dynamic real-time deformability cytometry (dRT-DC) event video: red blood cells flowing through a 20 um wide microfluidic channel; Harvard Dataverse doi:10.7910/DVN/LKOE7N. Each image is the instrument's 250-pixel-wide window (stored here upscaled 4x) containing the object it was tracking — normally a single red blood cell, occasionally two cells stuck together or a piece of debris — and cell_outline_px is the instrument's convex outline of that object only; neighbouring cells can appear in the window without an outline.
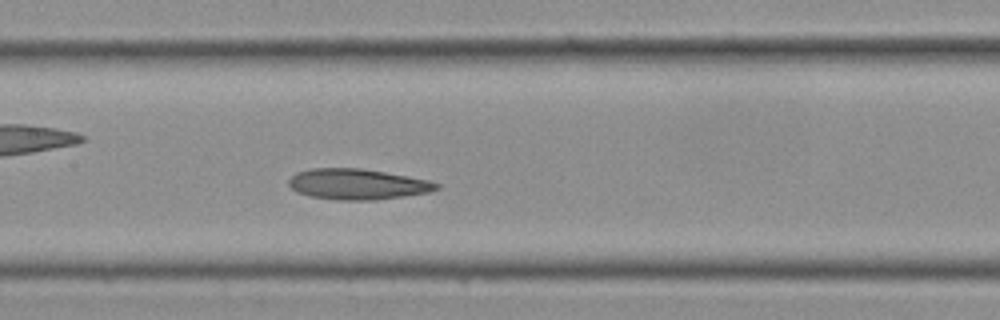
{"species": "Egyptian fruit bat (a non-hibernating species)", "species_latin": "Rousettus aegyptiacus", "temperature_condition": "cold", "stored_images_in_passage": 14, "camera_frame_rate_fps": 3000, "um_per_image_px": 0.085, "frame": {"image": 1, "passage_image": 12, "time_ms": 3.667, "image_size_px": [1000, 320], "cell_outline_px": [[440, 188], [428, 192], [404, 196], [372, 200], [340, 200], [312, 196], [296, 192], [288, 184], [288, 180], [296, 172], [308, 168], [360, 168], [408, 176], [428, 180], [440, 184]], "centroid_in_image_um": [30.36, 15.65], "position_along_channel_um": 177.0, "area_um2": 26.3}}
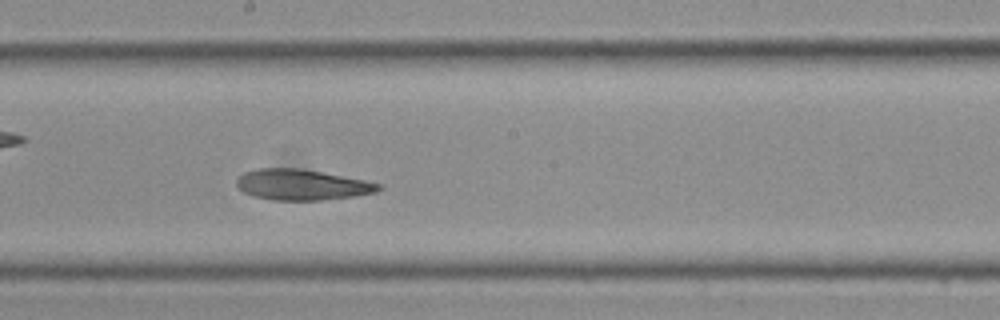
{"frame": {"image": 2, "passage_image": 14, "time_ms": 4.333, "image_size_px": [1000, 320], "cell_outline_px": [[384, 188], [376, 192], [356, 196], [320, 200], [272, 200], [252, 196], [244, 192], [236, 184], [236, 180], [244, 172], [256, 168], [300, 168], [364, 180], [380, 184]], "centroid_in_image_um": [25.65, 15.7], "position_along_channel_um": 222.5, "area_um2": 25.37}}